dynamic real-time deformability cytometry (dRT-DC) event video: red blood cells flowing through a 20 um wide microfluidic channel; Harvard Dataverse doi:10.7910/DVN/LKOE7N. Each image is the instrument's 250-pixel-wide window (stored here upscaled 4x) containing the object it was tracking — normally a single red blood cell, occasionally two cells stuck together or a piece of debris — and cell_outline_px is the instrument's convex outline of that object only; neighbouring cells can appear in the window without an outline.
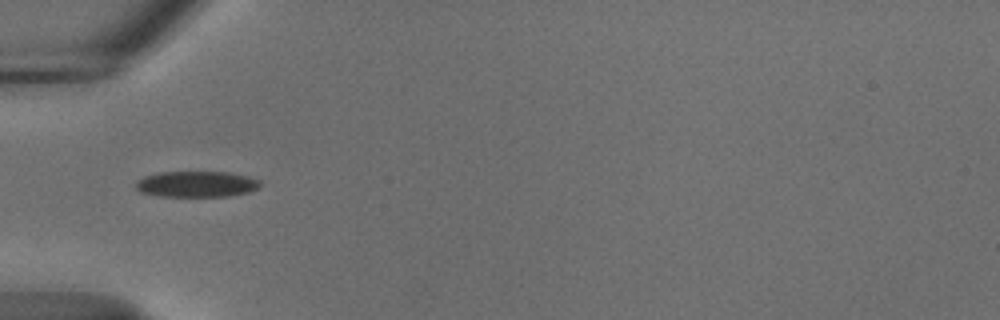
{"species": "common noctule bat (a hibernating species)", "species_latin": "Nyctalus noctula", "temperature_condition": "cold", "stored_images_in_passage": 37, "camera_frame_rate_fps": 3000, "um_per_image_px": 0.085, "animal": {"sex": "male", "body_mass_g": 18.8}, "frame": {"image": 1, "passage_image": 1, "time_ms": 0.0, "image_size_px": [1000, 320], "cell_outline_px": [[260, 184], [256, 188], [248, 192], [228, 196], [160, 196], [140, 192], [136, 188], [136, 180], [144, 176], [160, 172], [228, 172], [248, 176], [260, 180]], "centroid_in_image_um": [16.68, 15.64], "position_along_channel_um": 68.3, "area_um2": 18.73}}
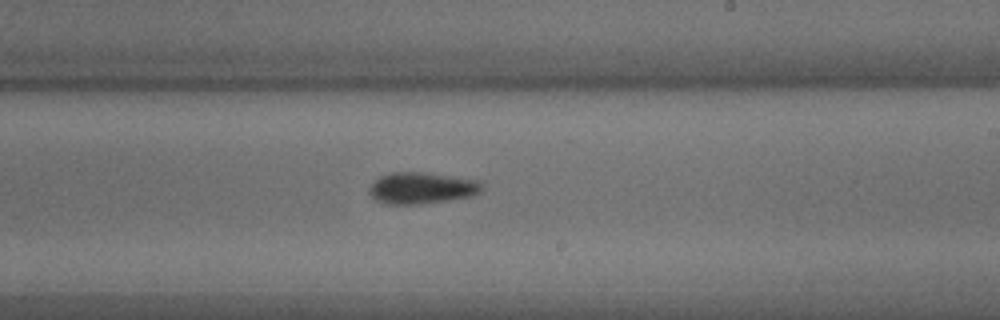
{"frame": {"image": 2, "passage_image": 16, "time_ms": 5.0, "image_size_px": [1000, 320], "cell_outline_px": [[484, 188], [480, 192], [472, 196], [448, 200], [420, 204], [388, 204], [376, 200], [368, 192], [368, 188], [380, 176], [392, 172], [428, 172], [484, 180]], "centroid_in_image_um": [35.93, 15.96], "position_along_channel_um": 253.1, "area_um2": 21.1}}
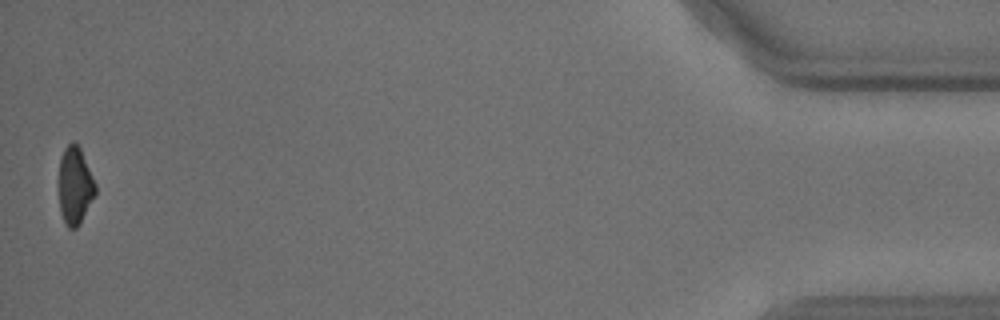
{"frame": {"image": 3, "passage_image": 37, "time_ms": 12.0, "image_size_px": [1000, 320], "cell_outline_px": [[96, 192], [80, 224], [76, 228], [68, 228], [60, 212], [60, 156], [64, 148], [72, 140], [80, 148], [96, 184]], "centroid_in_image_um": [6.38, 15.77], "position_along_channel_um": 428.8, "area_um2": 16.24}, "authors_computed_cell_mechanics": {"area_um2": 19.5942, "velocity_mm_per_s": 3.7105, "shape_relaxation_time_tau1_ms": 6.1152, "shape_relaxation_time_tau2_ms": null, "deformation_change_tau1": 0.1369, "deformation_change_tau2": null}}